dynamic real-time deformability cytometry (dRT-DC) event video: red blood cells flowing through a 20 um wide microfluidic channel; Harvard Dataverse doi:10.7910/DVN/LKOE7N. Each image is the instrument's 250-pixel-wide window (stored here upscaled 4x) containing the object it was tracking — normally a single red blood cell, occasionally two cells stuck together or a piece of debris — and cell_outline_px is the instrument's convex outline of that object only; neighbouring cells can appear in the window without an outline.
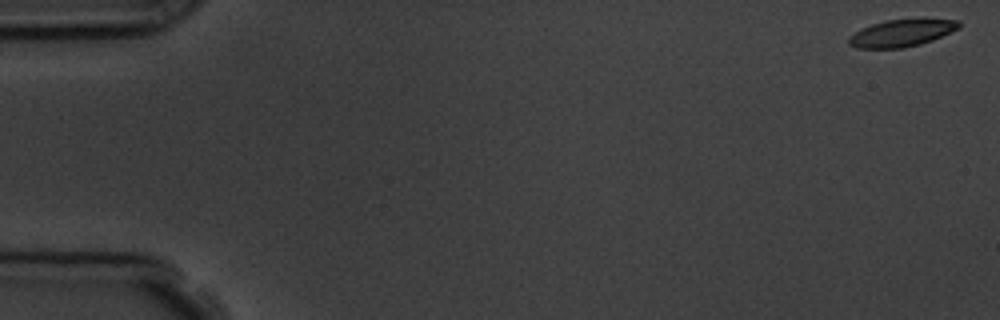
{"species": "common noctule bat (a hibernating species)", "species_latin": "Nyctalus noctula", "temperature_condition": "room temperature", "stored_images_in_passage": 5, "camera_frame_rate_fps": 3000, "um_per_image_px": 0.085, "animal": {"sex": "male", "body_mass_g": 19.5, "forearm_length_mm": 54.6}, "frame": {"image": 1, "passage_image": 1, "time_ms": 0.0, "image_size_px": [1000, 320], "cell_outline_px": [[960, 28], [932, 40], [920, 44], [904, 48], [856, 48], [848, 44], [848, 36], [872, 24], [884, 20], [960, 20]], "centroid_in_image_um": [76.6, 2.83], "position_along_channel_um": 8.4, "area_um2": 17.05}}
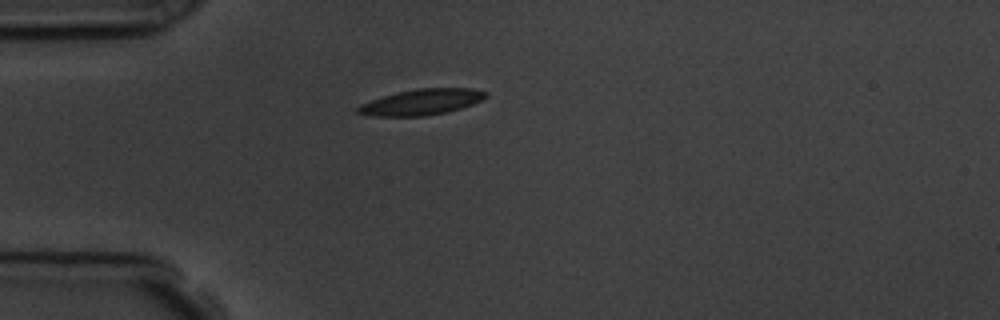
{"frame": {"image": 2, "passage_image": 5, "time_ms": 4.667, "image_size_px": [1000, 320], "cell_outline_px": [[488, 96], [472, 104], [448, 112], [424, 116], [372, 116], [356, 112], [356, 108], [360, 104], [396, 92], [416, 88], [472, 88], [488, 92]], "centroid_in_image_um": [35.84, 8.67], "position_along_channel_um": 49.2, "area_um2": 19.25}}